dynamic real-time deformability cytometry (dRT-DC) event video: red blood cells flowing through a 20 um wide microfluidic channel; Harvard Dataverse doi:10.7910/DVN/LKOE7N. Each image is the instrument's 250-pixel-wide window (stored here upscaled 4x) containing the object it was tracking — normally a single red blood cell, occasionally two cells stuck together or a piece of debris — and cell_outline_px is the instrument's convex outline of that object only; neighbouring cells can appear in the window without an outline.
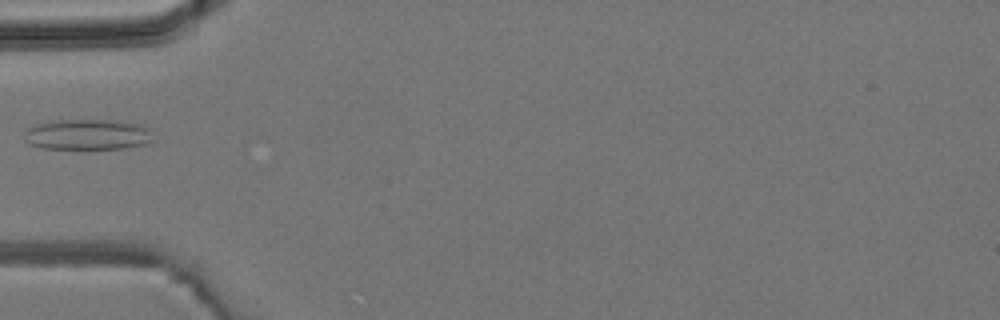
{"species": "common noctule bat (a hibernating species)", "species_latin": "Nyctalus noctula", "temperature_condition": "room temperature", "stored_images_in_passage": 5, "camera_frame_rate_fps": 3000, "um_per_image_px": 0.085, "animal": {"sex": "male", "body_mass_g": 19.2, "forearm_length_mm": 51.8}, "frame": {"image": 1, "passage_image": 5, "time_ms": 5.0, "image_size_px": [1000, 320], "cell_outline_px": [[152, 140], [144, 144], [124, 148], [44, 148], [28, 144], [24, 140], [24, 128], [36, 124], [52, 120], [116, 120], [140, 124], [152, 128]], "centroid_in_image_um": [7.42, 11.41], "position_along_channel_um": 77.6, "area_um2": 23.24}}